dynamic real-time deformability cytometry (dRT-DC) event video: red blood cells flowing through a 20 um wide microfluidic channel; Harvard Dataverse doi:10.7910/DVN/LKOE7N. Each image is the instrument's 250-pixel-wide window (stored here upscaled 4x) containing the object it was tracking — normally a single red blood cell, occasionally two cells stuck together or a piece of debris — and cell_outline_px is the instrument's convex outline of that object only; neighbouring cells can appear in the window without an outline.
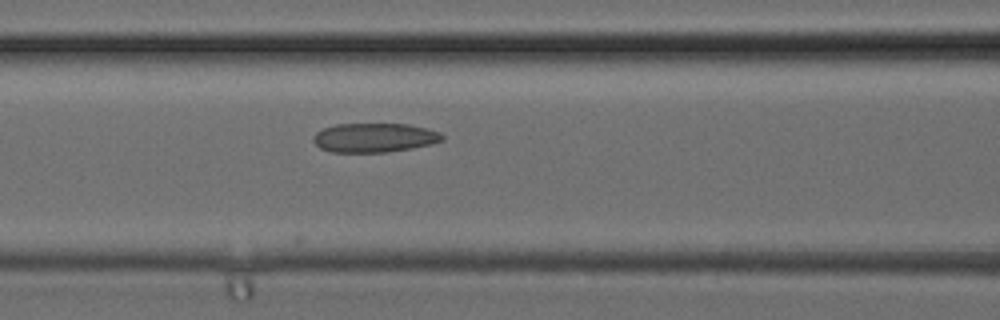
{"species": "common noctule bat (a hibernating species)", "species_latin": "Nyctalus noctula", "temperature_condition": "cold", "stored_images_in_passage": 5, "camera_frame_rate_fps": 3000, "um_per_image_px": 0.085, "animal": {"sex": "female", "body_mass_g": 24.6, "forearm_length_mm": 56.2}, "frame": {"image": 1, "passage_image": 5, "time_ms": 1.333, "image_size_px": [1000, 320], "cell_outline_px": [[444, 140], [432, 144], [412, 148], [388, 152], [332, 152], [320, 148], [312, 140], [312, 136], [316, 132], [324, 128], [336, 124], [408, 124], [428, 128], [440, 132], [444, 136]], "centroid_in_image_um": [31.84, 11.7], "position_along_channel_um": 134.8, "area_um2": 22.08}}